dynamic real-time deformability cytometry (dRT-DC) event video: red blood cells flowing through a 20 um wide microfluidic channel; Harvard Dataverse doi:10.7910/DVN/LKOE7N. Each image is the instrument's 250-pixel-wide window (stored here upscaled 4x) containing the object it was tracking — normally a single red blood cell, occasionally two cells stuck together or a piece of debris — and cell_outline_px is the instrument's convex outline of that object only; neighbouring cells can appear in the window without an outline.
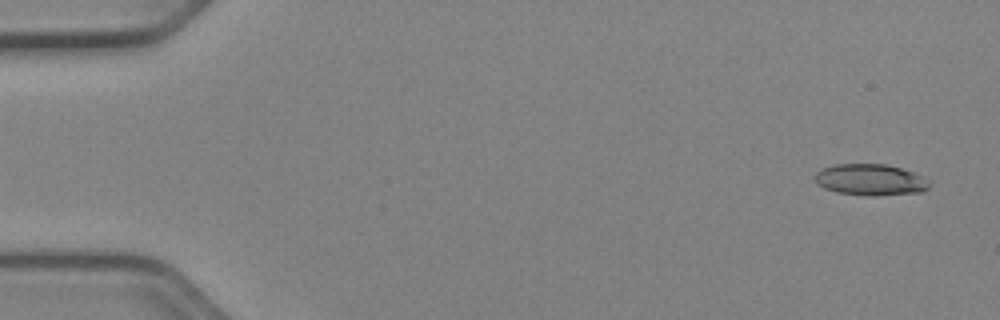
{"species": "Egyptian fruit bat (a non-hibernating species)", "species_latin": "Rousettus aegyptiacus", "temperature_condition": "cold", "stored_images_in_passage": 50, "camera_frame_rate_fps": 3000, "um_per_image_px": 0.085, "animal": {"sex": "female"}, "frame": {"image": 1, "passage_image": 1, "time_ms": 0.0, "image_size_px": [1000, 320], "cell_outline_px": [[928, 188], [924, 192], [876, 196], [868, 196], [836, 192], [824, 188], [816, 184], [812, 180], [812, 176], [816, 172], [824, 168], [836, 164], [888, 164], [912, 172], [928, 180]], "centroid_in_image_um": [73.93, 15.29], "position_along_channel_um": 11.1, "area_um2": 21.1}}
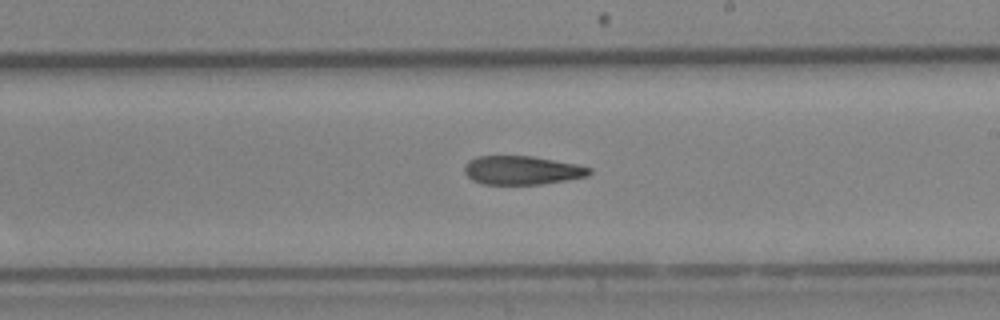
{"frame": {"image": 2, "passage_image": 29, "time_ms": 9.333, "image_size_px": [1000, 320], "cell_outline_px": [[592, 172], [588, 176], [540, 184], [484, 184], [472, 180], [464, 172], [464, 168], [468, 160], [476, 156], [532, 156], [576, 164], [592, 168]], "centroid_in_image_um": [44.35, 14.46], "position_along_channel_um": 244.6, "area_um2": 20.81}}
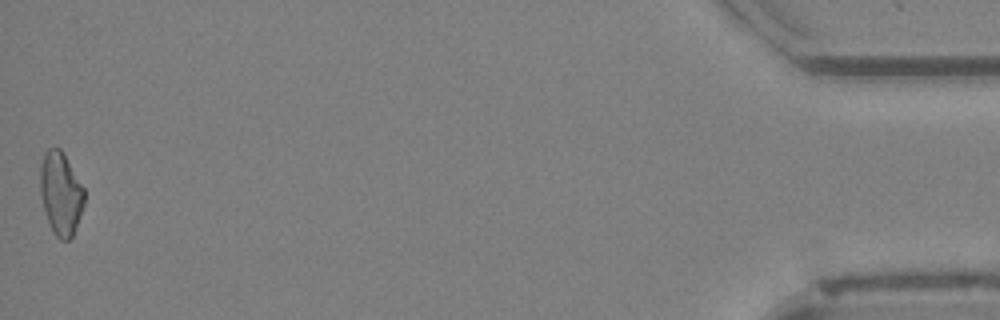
{"frame": {"image": 3, "passage_image": 50, "time_ms": 16.333, "image_size_px": [1000, 320], "cell_outline_px": [[84, 204], [72, 236], [68, 240], [60, 240], [52, 232], [40, 196], [40, 168], [44, 152], [48, 148], [60, 148], [84, 188]], "centroid_in_image_um": [5.15, 16.44], "position_along_channel_um": 430.1, "area_um2": 21.1}}